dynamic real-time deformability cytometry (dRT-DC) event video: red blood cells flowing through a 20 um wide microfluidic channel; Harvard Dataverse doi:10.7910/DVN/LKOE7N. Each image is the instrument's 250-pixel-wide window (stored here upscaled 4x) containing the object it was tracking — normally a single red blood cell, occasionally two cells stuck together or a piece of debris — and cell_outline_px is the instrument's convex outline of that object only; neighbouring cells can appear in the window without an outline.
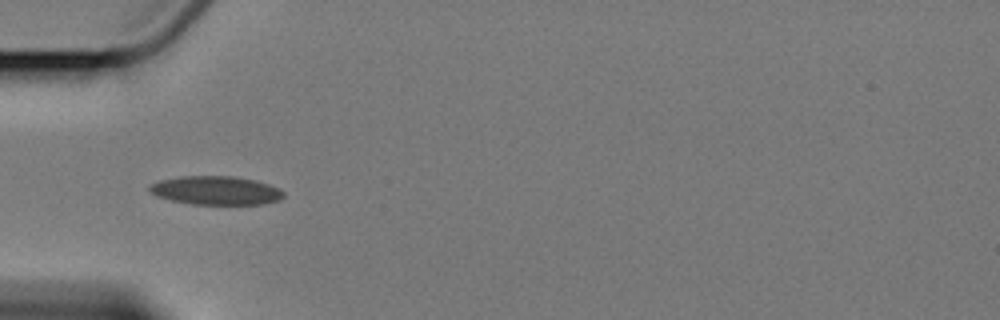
{"species": "Egyptian fruit bat (a non-hibernating species)", "species_latin": "Rousettus aegyptiacus", "temperature_condition": "cold", "stored_images_in_passage": 5, "camera_frame_rate_fps": 3000, "um_per_image_px": 0.085, "animal": {"sex": "female"}, "frame": {"image": 1, "passage_image": 1, "time_ms": 0.0, "image_size_px": [1000, 320], "cell_outline_px": [[284, 196], [280, 200], [264, 204], [192, 204], [172, 200], [156, 196], [148, 188], [152, 184], [160, 180], [184, 176], [232, 176], [256, 180], [268, 184], [284, 192]], "centroid_in_image_um": [18.38, 16.19], "position_along_channel_um": 66.6, "area_um2": 22.2}}
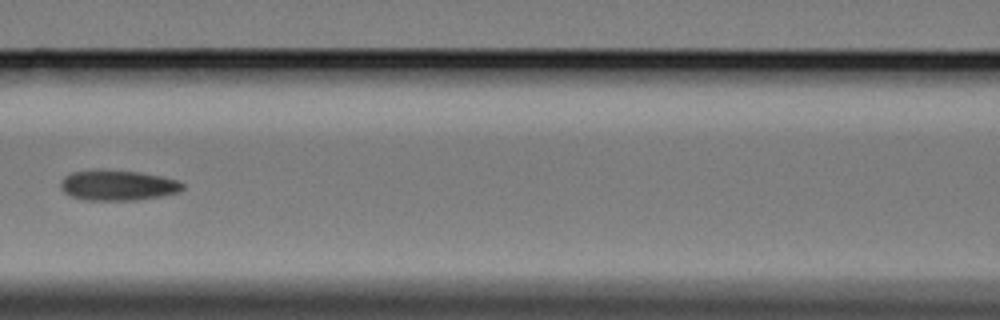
{"frame": {"image": 2, "passage_image": 3, "time_ms": 2.667, "image_size_px": [1000, 320], "cell_outline_px": [[184, 188], [180, 192], [160, 196], [136, 200], [84, 200], [72, 196], [64, 192], [60, 188], [60, 180], [64, 176], [72, 172], [96, 168], [104, 168], [140, 172], [160, 176], [176, 180], [184, 184]], "centroid_in_image_um": [9.97, 15.72], "position_along_channel_um": 156.6, "area_um2": 22.02}}
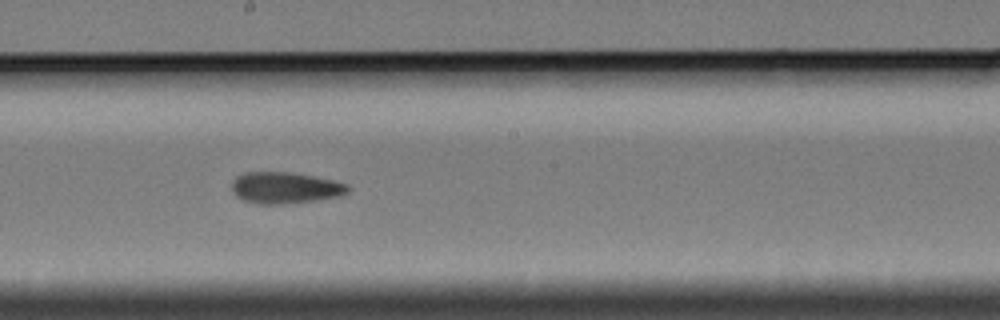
{"frame": {"image": 3, "passage_image": 5, "time_ms": 4.667, "image_size_px": [1000, 320], "cell_outline_px": [[348, 192], [340, 196], [316, 200], [284, 204], [256, 204], [244, 200], [236, 196], [232, 192], [232, 184], [236, 176], [244, 172], [288, 172], [312, 176], [332, 180], [348, 184]], "centroid_in_image_um": [24.2, 15.97], "position_along_channel_um": 224.0, "area_um2": 21.21}}